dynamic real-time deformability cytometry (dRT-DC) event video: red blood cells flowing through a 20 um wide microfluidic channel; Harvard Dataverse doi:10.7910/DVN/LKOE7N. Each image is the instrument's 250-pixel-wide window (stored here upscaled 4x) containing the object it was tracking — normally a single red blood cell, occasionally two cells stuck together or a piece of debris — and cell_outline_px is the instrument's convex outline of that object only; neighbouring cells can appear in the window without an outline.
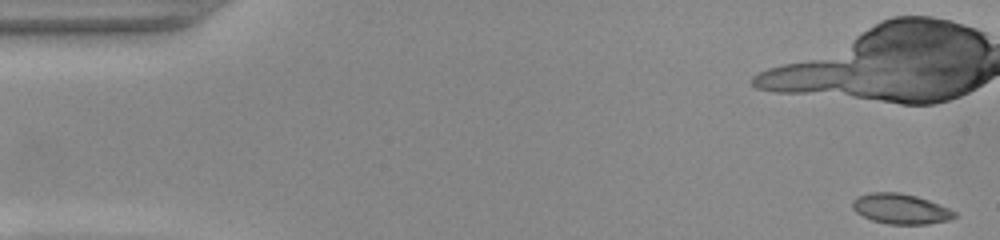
{"species": "common noctule bat (a hibernating species)", "species_latin": "Nyctalus noctula", "temperature_condition": "warm", "stored_images_in_passage": 14, "camera_frame_rate_fps": 3000, "um_per_image_px": 0.085, "animal": {"sex": "female", "body_mass_g": 22.0, "forearm_length_mm": 56.7}, "frame": {"image": 1, "passage_image": 1, "time_ms": 0.0, "image_size_px": [1000, 240], "cell_outline_px": [[956, 216], [948, 220], [928, 224], [888, 224], [872, 220], [856, 212], [852, 208], [852, 200], [856, 196], [868, 192], [900, 192], [916, 196], [928, 200], [948, 208], [956, 212]], "centroid_in_image_um": [76.51, 17.74], "position_along_channel_um": 8.5, "area_um2": 17.98}}